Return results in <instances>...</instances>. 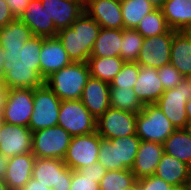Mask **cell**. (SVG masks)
Returning a JSON list of instances; mask_svg holds the SVG:
<instances>
[{"instance_id": "816d5d0a", "label": "cell", "mask_w": 191, "mask_h": 190, "mask_svg": "<svg viewBox=\"0 0 191 190\" xmlns=\"http://www.w3.org/2000/svg\"><path fill=\"white\" fill-rule=\"evenodd\" d=\"M184 130L187 132V134L191 137V121H188L184 127Z\"/></svg>"}, {"instance_id": "277c9868", "label": "cell", "mask_w": 191, "mask_h": 190, "mask_svg": "<svg viewBox=\"0 0 191 190\" xmlns=\"http://www.w3.org/2000/svg\"><path fill=\"white\" fill-rule=\"evenodd\" d=\"M175 130L170 120L155 104L144 105L137 114L136 135L142 141L163 144Z\"/></svg>"}, {"instance_id": "f35d334b", "label": "cell", "mask_w": 191, "mask_h": 190, "mask_svg": "<svg viewBox=\"0 0 191 190\" xmlns=\"http://www.w3.org/2000/svg\"><path fill=\"white\" fill-rule=\"evenodd\" d=\"M70 190H100L98 178L83 176L77 170H72Z\"/></svg>"}, {"instance_id": "5b68a950", "label": "cell", "mask_w": 191, "mask_h": 190, "mask_svg": "<svg viewBox=\"0 0 191 190\" xmlns=\"http://www.w3.org/2000/svg\"><path fill=\"white\" fill-rule=\"evenodd\" d=\"M33 113L28 128L32 132L58 125L61 100L44 83L33 92Z\"/></svg>"}, {"instance_id": "f907efd6", "label": "cell", "mask_w": 191, "mask_h": 190, "mask_svg": "<svg viewBox=\"0 0 191 190\" xmlns=\"http://www.w3.org/2000/svg\"><path fill=\"white\" fill-rule=\"evenodd\" d=\"M0 190H10L4 179L0 178Z\"/></svg>"}, {"instance_id": "7dc6e473", "label": "cell", "mask_w": 191, "mask_h": 190, "mask_svg": "<svg viewBox=\"0 0 191 190\" xmlns=\"http://www.w3.org/2000/svg\"><path fill=\"white\" fill-rule=\"evenodd\" d=\"M151 3L156 9H161L166 0H146Z\"/></svg>"}, {"instance_id": "681fc988", "label": "cell", "mask_w": 191, "mask_h": 190, "mask_svg": "<svg viewBox=\"0 0 191 190\" xmlns=\"http://www.w3.org/2000/svg\"><path fill=\"white\" fill-rule=\"evenodd\" d=\"M187 119L191 121V98L186 103Z\"/></svg>"}, {"instance_id": "9c48e42d", "label": "cell", "mask_w": 191, "mask_h": 190, "mask_svg": "<svg viewBox=\"0 0 191 190\" xmlns=\"http://www.w3.org/2000/svg\"><path fill=\"white\" fill-rule=\"evenodd\" d=\"M34 89H7L2 110V118L5 124L29 126L33 113Z\"/></svg>"}, {"instance_id": "ab89813d", "label": "cell", "mask_w": 191, "mask_h": 190, "mask_svg": "<svg viewBox=\"0 0 191 190\" xmlns=\"http://www.w3.org/2000/svg\"><path fill=\"white\" fill-rule=\"evenodd\" d=\"M138 190H172L173 186L168 184L163 179L151 175L138 179L137 181Z\"/></svg>"}, {"instance_id": "8fae6325", "label": "cell", "mask_w": 191, "mask_h": 190, "mask_svg": "<svg viewBox=\"0 0 191 190\" xmlns=\"http://www.w3.org/2000/svg\"><path fill=\"white\" fill-rule=\"evenodd\" d=\"M101 139L102 137L96 131L72 137L63 158L64 163L71 170H79L86 165L95 163L98 161Z\"/></svg>"}, {"instance_id": "484cf974", "label": "cell", "mask_w": 191, "mask_h": 190, "mask_svg": "<svg viewBox=\"0 0 191 190\" xmlns=\"http://www.w3.org/2000/svg\"><path fill=\"white\" fill-rule=\"evenodd\" d=\"M122 29L101 28L90 57L120 56Z\"/></svg>"}, {"instance_id": "e0dca14e", "label": "cell", "mask_w": 191, "mask_h": 190, "mask_svg": "<svg viewBox=\"0 0 191 190\" xmlns=\"http://www.w3.org/2000/svg\"><path fill=\"white\" fill-rule=\"evenodd\" d=\"M80 100L97 120L110 108V84L90 76Z\"/></svg>"}, {"instance_id": "60d3db41", "label": "cell", "mask_w": 191, "mask_h": 190, "mask_svg": "<svg viewBox=\"0 0 191 190\" xmlns=\"http://www.w3.org/2000/svg\"><path fill=\"white\" fill-rule=\"evenodd\" d=\"M77 171L80 174H82L83 176H88L91 178H98V183H100L101 179L107 172V170L104 168V166L99 161H96L95 163H93L89 166L86 165Z\"/></svg>"}, {"instance_id": "1f68e13d", "label": "cell", "mask_w": 191, "mask_h": 190, "mask_svg": "<svg viewBox=\"0 0 191 190\" xmlns=\"http://www.w3.org/2000/svg\"><path fill=\"white\" fill-rule=\"evenodd\" d=\"M142 37L149 38L152 36L164 34L171 28L168 26L166 19L161 9H154L149 14L145 15L135 28Z\"/></svg>"}, {"instance_id": "c3c4849f", "label": "cell", "mask_w": 191, "mask_h": 190, "mask_svg": "<svg viewBox=\"0 0 191 190\" xmlns=\"http://www.w3.org/2000/svg\"><path fill=\"white\" fill-rule=\"evenodd\" d=\"M5 69V62H4V58H3V50L0 47V73L3 74Z\"/></svg>"}, {"instance_id": "11a10c76", "label": "cell", "mask_w": 191, "mask_h": 190, "mask_svg": "<svg viewBox=\"0 0 191 190\" xmlns=\"http://www.w3.org/2000/svg\"><path fill=\"white\" fill-rule=\"evenodd\" d=\"M172 190H188V188H187L186 184H184L181 186H175V187H173Z\"/></svg>"}, {"instance_id": "d590c367", "label": "cell", "mask_w": 191, "mask_h": 190, "mask_svg": "<svg viewBox=\"0 0 191 190\" xmlns=\"http://www.w3.org/2000/svg\"><path fill=\"white\" fill-rule=\"evenodd\" d=\"M98 161L107 171L122 169V163H118L117 138L111 140L101 139Z\"/></svg>"}, {"instance_id": "d6986e66", "label": "cell", "mask_w": 191, "mask_h": 190, "mask_svg": "<svg viewBox=\"0 0 191 190\" xmlns=\"http://www.w3.org/2000/svg\"><path fill=\"white\" fill-rule=\"evenodd\" d=\"M133 91L143 105L155 104L164 92L158 69L139 65V74Z\"/></svg>"}, {"instance_id": "f6af8a7d", "label": "cell", "mask_w": 191, "mask_h": 190, "mask_svg": "<svg viewBox=\"0 0 191 190\" xmlns=\"http://www.w3.org/2000/svg\"><path fill=\"white\" fill-rule=\"evenodd\" d=\"M8 157H5L4 155H2L0 153V178H4L5 174H6V169L8 166Z\"/></svg>"}, {"instance_id": "7a4b0ae2", "label": "cell", "mask_w": 191, "mask_h": 190, "mask_svg": "<svg viewBox=\"0 0 191 190\" xmlns=\"http://www.w3.org/2000/svg\"><path fill=\"white\" fill-rule=\"evenodd\" d=\"M101 26L85 11L71 24L58 30L57 37L72 62H87Z\"/></svg>"}, {"instance_id": "83f0119b", "label": "cell", "mask_w": 191, "mask_h": 190, "mask_svg": "<svg viewBox=\"0 0 191 190\" xmlns=\"http://www.w3.org/2000/svg\"><path fill=\"white\" fill-rule=\"evenodd\" d=\"M90 76L111 83L125 61L120 57H89Z\"/></svg>"}, {"instance_id": "4fadbf2b", "label": "cell", "mask_w": 191, "mask_h": 190, "mask_svg": "<svg viewBox=\"0 0 191 190\" xmlns=\"http://www.w3.org/2000/svg\"><path fill=\"white\" fill-rule=\"evenodd\" d=\"M173 30L149 38H145L140 50L137 63L140 66L159 69L170 63Z\"/></svg>"}, {"instance_id": "ac0fdd59", "label": "cell", "mask_w": 191, "mask_h": 190, "mask_svg": "<svg viewBox=\"0 0 191 190\" xmlns=\"http://www.w3.org/2000/svg\"><path fill=\"white\" fill-rule=\"evenodd\" d=\"M85 0H41L57 30L71 26L84 11Z\"/></svg>"}, {"instance_id": "f546056e", "label": "cell", "mask_w": 191, "mask_h": 190, "mask_svg": "<svg viewBox=\"0 0 191 190\" xmlns=\"http://www.w3.org/2000/svg\"><path fill=\"white\" fill-rule=\"evenodd\" d=\"M121 9L124 28L135 29L140 20L156 8L146 0H121Z\"/></svg>"}, {"instance_id": "8992f818", "label": "cell", "mask_w": 191, "mask_h": 190, "mask_svg": "<svg viewBox=\"0 0 191 190\" xmlns=\"http://www.w3.org/2000/svg\"><path fill=\"white\" fill-rule=\"evenodd\" d=\"M72 136L59 125L33 132L32 154L35 158L62 159Z\"/></svg>"}, {"instance_id": "7bdbcfd3", "label": "cell", "mask_w": 191, "mask_h": 190, "mask_svg": "<svg viewBox=\"0 0 191 190\" xmlns=\"http://www.w3.org/2000/svg\"><path fill=\"white\" fill-rule=\"evenodd\" d=\"M15 20L6 0H0V28Z\"/></svg>"}, {"instance_id": "f1b7e54d", "label": "cell", "mask_w": 191, "mask_h": 190, "mask_svg": "<svg viewBox=\"0 0 191 190\" xmlns=\"http://www.w3.org/2000/svg\"><path fill=\"white\" fill-rule=\"evenodd\" d=\"M164 152L191 167V137L184 129H176L163 143Z\"/></svg>"}, {"instance_id": "603a6c76", "label": "cell", "mask_w": 191, "mask_h": 190, "mask_svg": "<svg viewBox=\"0 0 191 190\" xmlns=\"http://www.w3.org/2000/svg\"><path fill=\"white\" fill-rule=\"evenodd\" d=\"M170 63L184 78L191 76V37L183 31L173 30Z\"/></svg>"}, {"instance_id": "9f6ffc18", "label": "cell", "mask_w": 191, "mask_h": 190, "mask_svg": "<svg viewBox=\"0 0 191 190\" xmlns=\"http://www.w3.org/2000/svg\"><path fill=\"white\" fill-rule=\"evenodd\" d=\"M0 89H7L4 86L3 74L0 73Z\"/></svg>"}, {"instance_id": "cb8c5ba5", "label": "cell", "mask_w": 191, "mask_h": 190, "mask_svg": "<svg viewBox=\"0 0 191 190\" xmlns=\"http://www.w3.org/2000/svg\"><path fill=\"white\" fill-rule=\"evenodd\" d=\"M189 169V165L164 152L154 175L173 187L181 186L187 182Z\"/></svg>"}, {"instance_id": "ffe728a7", "label": "cell", "mask_w": 191, "mask_h": 190, "mask_svg": "<svg viewBox=\"0 0 191 190\" xmlns=\"http://www.w3.org/2000/svg\"><path fill=\"white\" fill-rule=\"evenodd\" d=\"M32 31L34 36L56 37L58 30L48 17L41 0H30L23 15L19 18Z\"/></svg>"}, {"instance_id": "30bf717a", "label": "cell", "mask_w": 191, "mask_h": 190, "mask_svg": "<svg viewBox=\"0 0 191 190\" xmlns=\"http://www.w3.org/2000/svg\"><path fill=\"white\" fill-rule=\"evenodd\" d=\"M32 178L52 190H70L72 170L62 159L36 158Z\"/></svg>"}, {"instance_id": "91938a15", "label": "cell", "mask_w": 191, "mask_h": 190, "mask_svg": "<svg viewBox=\"0 0 191 190\" xmlns=\"http://www.w3.org/2000/svg\"><path fill=\"white\" fill-rule=\"evenodd\" d=\"M188 82V85H189V89H190V92H191V76L188 77V78H185Z\"/></svg>"}, {"instance_id": "6da1fadb", "label": "cell", "mask_w": 191, "mask_h": 190, "mask_svg": "<svg viewBox=\"0 0 191 190\" xmlns=\"http://www.w3.org/2000/svg\"><path fill=\"white\" fill-rule=\"evenodd\" d=\"M45 37L33 36L22 48L2 49L7 89H35L44 84L40 76V51Z\"/></svg>"}, {"instance_id": "8d00e7d4", "label": "cell", "mask_w": 191, "mask_h": 190, "mask_svg": "<svg viewBox=\"0 0 191 190\" xmlns=\"http://www.w3.org/2000/svg\"><path fill=\"white\" fill-rule=\"evenodd\" d=\"M139 74V64L137 62H125L120 72L110 83V87L133 89Z\"/></svg>"}, {"instance_id": "74e56055", "label": "cell", "mask_w": 191, "mask_h": 190, "mask_svg": "<svg viewBox=\"0 0 191 190\" xmlns=\"http://www.w3.org/2000/svg\"><path fill=\"white\" fill-rule=\"evenodd\" d=\"M158 76L163 84L164 91L175 88L185 80L181 73L171 63L159 68Z\"/></svg>"}, {"instance_id": "836d02e7", "label": "cell", "mask_w": 191, "mask_h": 190, "mask_svg": "<svg viewBox=\"0 0 191 190\" xmlns=\"http://www.w3.org/2000/svg\"><path fill=\"white\" fill-rule=\"evenodd\" d=\"M136 181L130 169L110 170L101 179L99 188L100 190H123L132 187Z\"/></svg>"}, {"instance_id": "52a82bcc", "label": "cell", "mask_w": 191, "mask_h": 190, "mask_svg": "<svg viewBox=\"0 0 191 190\" xmlns=\"http://www.w3.org/2000/svg\"><path fill=\"white\" fill-rule=\"evenodd\" d=\"M97 120L79 100H61L58 125L72 137L96 131Z\"/></svg>"}, {"instance_id": "f5cc1de1", "label": "cell", "mask_w": 191, "mask_h": 190, "mask_svg": "<svg viewBox=\"0 0 191 190\" xmlns=\"http://www.w3.org/2000/svg\"><path fill=\"white\" fill-rule=\"evenodd\" d=\"M186 186H187L188 190H191V167L189 169V174H188V177H187Z\"/></svg>"}, {"instance_id": "7c38bea8", "label": "cell", "mask_w": 191, "mask_h": 190, "mask_svg": "<svg viewBox=\"0 0 191 190\" xmlns=\"http://www.w3.org/2000/svg\"><path fill=\"white\" fill-rule=\"evenodd\" d=\"M137 114L110 107L96 123V132L107 140L136 134Z\"/></svg>"}, {"instance_id": "3957f363", "label": "cell", "mask_w": 191, "mask_h": 190, "mask_svg": "<svg viewBox=\"0 0 191 190\" xmlns=\"http://www.w3.org/2000/svg\"><path fill=\"white\" fill-rule=\"evenodd\" d=\"M89 77L87 62H72L48 76L44 83L60 100H79Z\"/></svg>"}, {"instance_id": "ee69618b", "label": "cell", "mask_w": 191, "mask_h": 190, "mask_svg": "<svg viewBox=\"0 0 191 190\" xmlns=\"http://www.w3.org/2000/svg\"><path fill=\"white\" fill-rule=\"evenodd\" d=\"M20 190H52L47 186L43 185L41 182L31 178L25 186Z\"/></svg>"}, {"instance_id": "d4e9b609", "label": "cell", "mask_w": 191, "mask_h": 190, "mask_svg": "<svg viewBox=\"0 0 191 190\" xmlns=\"http://www.w3.org/2000/svg\"><path fill=\"white\" fill-rule=\"evenodd\" d=\"M161 10L174 31H183L191 22V0H166Z\"/></svg>"}, {"instance_id": "4dcf8cb0", "label": "cell", "mask_w": 191, "mask_h": 190, "mask_svg": "<svg viewBox=\"0 0 191 190\" xmlns=\"http://www.w3.org/2000/svg\"><path fill=\"white\" fill-rule=\"evenodd\" d=\"M110 107L138 114L144 105L133 89L110 87Z\"/></svg>"}, {"instance_id": "680465c9", "label": "cell", "mask_w": 191, "mask_h": 190, "mask_svg": "<svg viewBox=\"0 0 191 190\" xmlns=\"http://www.w3.org/2000/svg\"><path fill=\"white\" fill-rule=\"evenodd\" d=\"M4 120H3V118H2V114H0V131H1V128H2V126L4 125Z\"/></svg>"}, {"instance_id": "2e32d148", "label": "cell", "mask_w": 191, "mask_h": 190, "mask_svg": "<svg viewBox=\"0 0 191 190\" xmlns=\"http://www.w3.org/2000/svg\"><path fill=\"white\" fill-rule=\"evenodd\" d=\"M72 63L58 37H45L40 51V76H48Z\"/></svg>"}, {"instance_id": "44dd1931", "label": "cell", "mask_w": 191, "mask_h": 190, "mask_svg": "<svg viewBox=\"0 0 191 190\" xmlns=\"http://www.w3.org/2000/svg\"><path fill=\"white\" fill-rule=\"evenodd\" d=\"M35 156L30 153L19 154L8 159L4 180L10 190H20L32 178Z\"/></svg>"}, {"instance_id": "e575fe53", "label": "cell", "mask_w": 191, "mask_h": 190, "mask_svg": "<svg viewBox=\"0 0 191 190\" xmlns=\"http://www.w3.org/2000/svg\"><path fill=\"white\" fill-rule=\"evenodd\" d=\"M140 142L136 134L117 138L118 163H122V169H132Z\"/></svg>"}, {"instance_id": "b9f144b4", "label": "cell", "mask_w": 191, "mask_h": 190, "mask_svg": "<svg viewBox=\"0 0 191 190\" xmlns=\"http://www.w3.org/2000/svg\"><path fill=\"white\" fill-rule=\"evenodd\" d=\"M15 19H19L25 12L30 0H6Z\"/></svg>"}, {"instance_id": "bcb514c9", "label": "cell", "mask_w": 191, "mask_h": 190, "mask_svg": "<svg viewBox=\"0 0 191 190\" xmlns=\"http://www.w3.org/2000/svg\"><path fill=\"white\" fill-rule=\"evenodd\" d=\"M7 89H0V114L2 113Z\"/></svg>"}, {"instance_id": "db71d44e", "label": "cell", "mask_w": 191, "mask_h": 190, "mask_svg": "<svg viewBox=\"0 0 191 190\" xmlns=\"http://www.w3.org/2000/svg\"><path fill=\"white\" fill-rule=\"evenodd\" d=\"M183 32L188 35L189 37H191V22L185 27V29L183 30Z\"/></svg>"}, {"instance_id": "5bb4252c", "label": "cell", "mask_w": 191, "mask_h": 190, "mask_svg": "<svg viewBox=\"0 0 191 190\" xmlns=\"http://www.w3.org/2000/svg\"><path fill=\"white\" fill-rule=\"evenodd\" d=\"M32 136L28 127L4 123L0 131V153L10 158L32 152Z\"/></svg>"}, {"instance_id": "6f0895ef", "label": "cell", "mask_w": 191, "mask_h": 190, "mask_svg": "<svg viewBox=\"0 0 191 190\" xmlns=\"http://www.w3.org/2000/svg\"><path fill=\"white\" fill-rule=\"evenodd\" d=\"M123 190H138V187H137V182L130 188H125Z\"/></svg>"}, {"instance_id": "9a60e30c", "label": "cell", "mask_w": 191, "mask_h": 190, "mask_svg": "<svg viewBox=\"0 0 191 190\" xmlns=\"http://www.w3.org/2000/svg\"><path fill=\"white\" fill-rule=\"evenodd\" d=\"M84 11L92 17L101 28L124 29L121 1L85 0Z\"/></svg>"}, {"instance_id": "d6a6232c", "label": "cell", "mask_w": 191, "mask_h": 190, "mask_svg": "<svg viewBox=\"0 0 191 190\" xmlns=\"http://www.w3.org/2000/svg\"><path fill=\"white\" fill-rule=\"evenodd\" d=\"M143 41L144 38L136 29H122L120 57L125 62H136L139 57Z\"/></svg>"}, {"instance_id": "7402d4cb", "label": "cell", "mask_w": 191, "mask_h": 190, "mask_svg": "<svg viewBox=\"0 0 191 190\" xmlns=\"http://www.w3.org/2000/svg\"><path fill=\"white\" fill-rule=\"evenodd\" d=\"M163 153V144L141 140L135 163L131 169L135 178L138 180L154 175Z\"/></svg>"}, {"instance_id": "ba28073f", "label": "cell", "mask_w": 191, "mask_h": 190, "mask_svg": "<svg viewBox=\"0 0 191 190\" xmlns=\"http://www.w3.org/2000/svg\"><path fill=\"white\" fill-rule=\"evenodd\" d=\"M191 98L187 80L173 89L165 90L155 105L163 111L175 129H184L187 119L186 103Z\"/></svg>"}, {"instance_id": "4316f807", "label": "cell", "mask_w": 191, "mask_h": 190, "mask_svg": "<svg viewBox=\"0 0 191 190\" xmlns=\"http://www.w3.org/2000/svg\"><path fill=\"white\" fill-rule=\"evenodd\" d=\"M31 29L20 19H15L0 28V47L2 49L22 48L33 37Z\"/></svg>"}]
</instances>
